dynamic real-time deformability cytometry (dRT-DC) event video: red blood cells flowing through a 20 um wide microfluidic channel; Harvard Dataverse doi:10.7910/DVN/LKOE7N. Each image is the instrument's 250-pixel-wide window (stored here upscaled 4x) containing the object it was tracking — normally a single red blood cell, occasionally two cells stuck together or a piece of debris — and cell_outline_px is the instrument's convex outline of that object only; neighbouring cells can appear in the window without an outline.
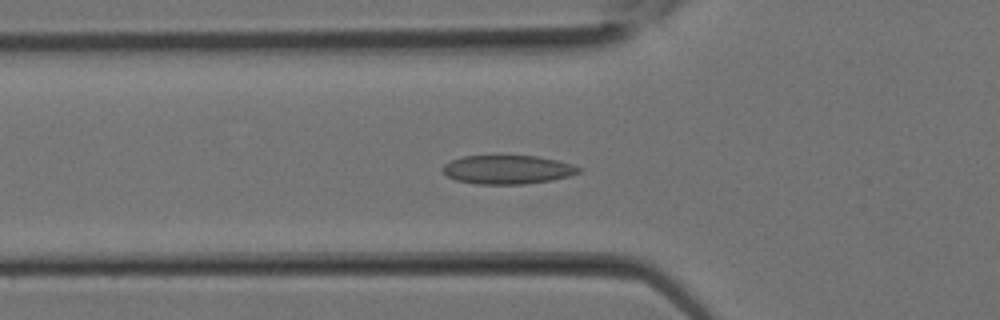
{"species": "Egyptian fruit bat (a non-hibernating species)", "species_latin": "Rousettus aegyptiacus", "temperature_condition": "room temperature", "stored_images_in_passage": 8, "camera_frame_rate_fps": 3000, "um_per_image_px": 0.085, "animal": {"sex": "female"}, "frame": {"image": 1, "passage_image": 4, "time_ms": 1.0, "image_size_px": [1000, 320], "cell_outline_px": [[584, 168], [580, 172], [568, 176], [552, 180], [524, 184], [476, 184], [456, 180], [440, 172], [440, 168], [444, 164], [452, 160], [464, 156], [536, 156], [556, 160], [572, 164]], "centroid_in_image_um": [43.12, 14.42], "position_along_channel_um": 82.7, "area_um2": 22.89}}
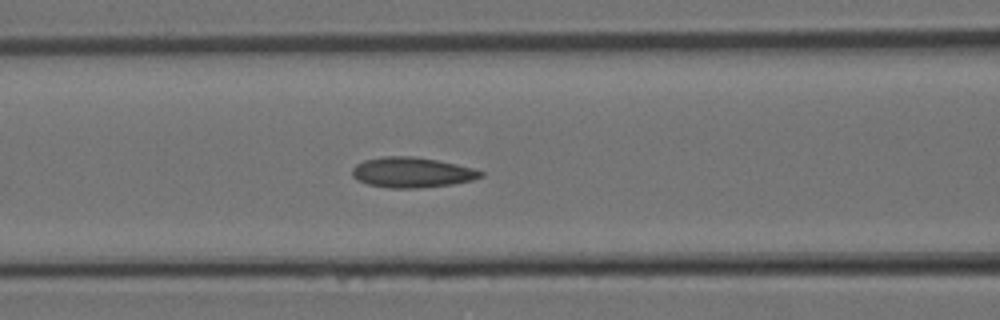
{"frame": {"image": 2, "passage_image": 6, "time_ms": 1.667, "image_size_px": [1000, 320], "cell_outline_px": [[484, 176], [472, 180], [452, 184], [416, 188], [388, 188], [368, 184], [356, 180], [352, 176], [352, 168], [356, 164], [364, 160], [384, 156], [412, 156], [436, 160], [456, 164], [472, 168], [484, 172]], "centroid_in_image_um": [34.98, 14.65], "position_along_channel_um": 131.6, "area_um2": 22.66}}
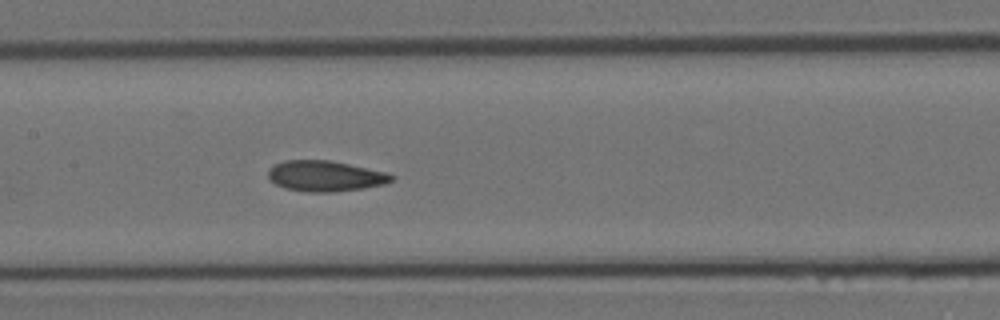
{"frame": {"image": 3, "passage_image": 8, "time_ms": 2.333, "image_size_px": [1000, 320], "cell_outline_px": [[396, 176], [392, 180], [384, 184], [364, 188], [332, 192], [308, 192], [284, 188], [276, 184], [268, 176], [268, 168], [284, 160], [332, 160], [388, 172]], "centroid_in_image_um": [27.67, 14.95], "position_along_channel_um": 179.7, "area_um2": 22.2}}